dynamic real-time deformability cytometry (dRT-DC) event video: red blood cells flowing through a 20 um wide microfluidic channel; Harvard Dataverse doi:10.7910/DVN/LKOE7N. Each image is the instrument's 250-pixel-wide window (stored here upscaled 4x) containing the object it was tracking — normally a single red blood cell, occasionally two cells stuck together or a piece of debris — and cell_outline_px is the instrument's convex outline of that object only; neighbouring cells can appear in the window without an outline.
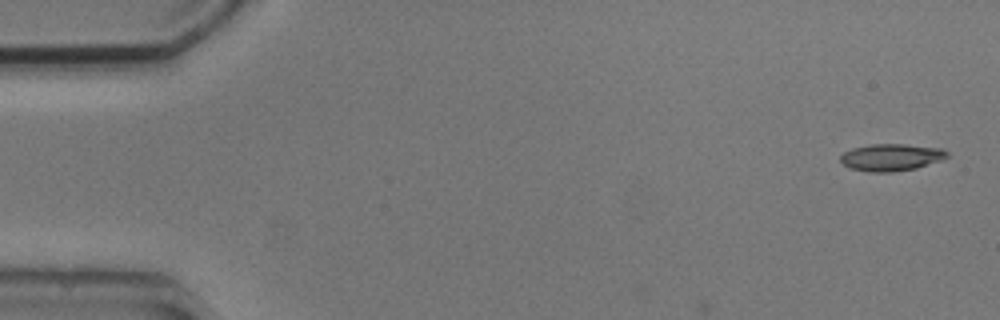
{"species": "common noctule bat (a hibernating species)", "species_latin": "Nyctalus noctula", "temperature_condition": "cold", "stored_images_in_passage": 4, "camera_frame_rate_fps": 3000, "um_per_image_px": 0.085, "animal": {"sex": "male", "body_mass_g": 20.5, "forearm_length_mm": 52.5}, "frame": {"image": 1, "passage_image": 1, "time_ms": 0.0, "image_size_px": [1000, 320], "cell_outline_px": [[948, 156], [940, 160], [916, 168], [892, 172], [868, 172], [852, 168], [844, 164], [840, 160], [840, 156], [844, 152], [852, 148], [872, 144], [904, 144], [944, 148], [948, 152]], "centroid_in_image_um": [75.76, 13.36], "position_along_channel_um": 9.2, "area_um2": 16.76}}